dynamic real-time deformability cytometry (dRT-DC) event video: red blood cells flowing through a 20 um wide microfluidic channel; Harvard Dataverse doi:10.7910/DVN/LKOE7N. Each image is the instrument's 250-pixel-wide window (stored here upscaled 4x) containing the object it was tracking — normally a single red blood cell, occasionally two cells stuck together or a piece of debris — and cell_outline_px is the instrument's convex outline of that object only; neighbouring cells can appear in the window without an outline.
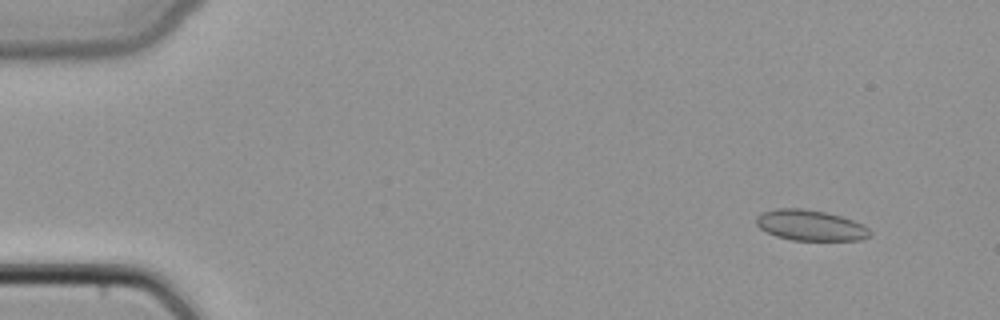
{"species": "common noctule bat (a hibernating species)", "species_latin": "Nyctalus noctula", "temperature_condition": "cold", "stored_images_in_passage": 49, "camera_frame_rate_fps": 3000, "um_per_image_px": 0.085, "animal": {"sex": "female", "body_mass_g": 22.7, "forearm_length_mm": 54.2}, "frame": {"image": 1, "passage_image": 5, "time_ms": 1.333, "image_size_px": [1000, 320], "cell_outline_px": [[872, 236], [860, 240], [792, 240], [776, 236], [760, 228], [756, 224], [756, 216], [760, 212], [776, 208], [804, 208], [824, 212], [840, 216], [864, 224], [872, 232]], "centroid_in_image_um": [68.89, 19.15], "position_along_channel_um": 16.1, "area_um2": 20.46}}
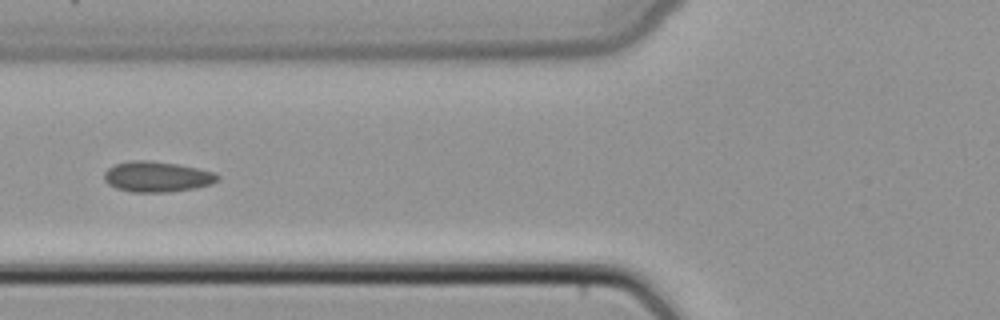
{"frame": {"image": 2, "passage_image": 20, "time_ms": 6.333, "image_size_px": [1000, 320], "cell_outline_px": [[220, 180], [212, 184], [196, 188], [168, 192], [132, 192], [116, 188], [108, 184], [104, 180], [104, 172], [108, 168], [116, 164], [128, 160], [148, 160], [176, 164], [196, 168], [212, 172], [220, 176]], "centroid_in_image_um": [13.33, 15.02], "position_along_channel_um": 112.5, "area_um2": 20.23}}
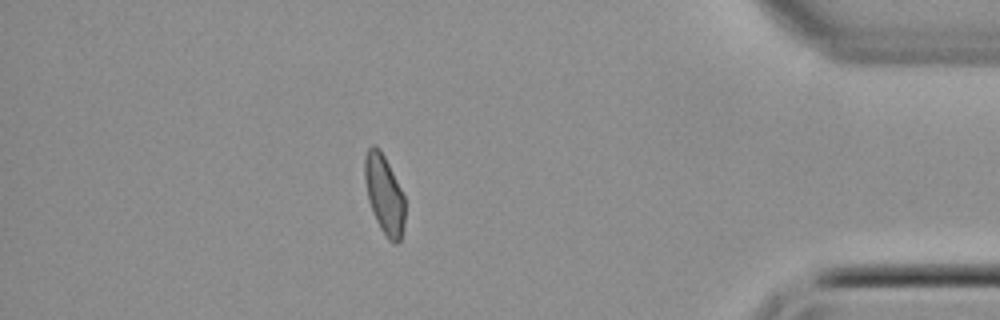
{"frame": {"image": 3, "passage_image": 43, "time_ms": 14.0, "image_size_px": [1000, 320], "cell_outline_px": [[404, 224], [400, 240], [396, 244], [392, 244], [388, 240], [380, 228], [372, 212], [368, 200], [364, 180], [364, 156], [368, 148], [372, 144], [376, 144], [380, 148], [404, 196]], "centroid_in_image_um": [32.63, 16.52], "position_along_channel_um": 402.6, "area_um2": 18.61}}